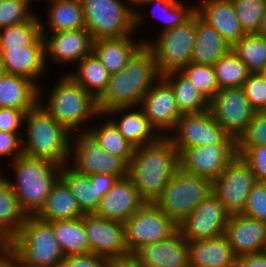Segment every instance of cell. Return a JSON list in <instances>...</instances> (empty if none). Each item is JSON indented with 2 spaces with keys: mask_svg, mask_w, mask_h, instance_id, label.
I'll list each match as a JSON object with an SVG mask.
<instances>
[{
  "mask_svg": "<svg viewBox=\"0 0 266 267\" xmlns=\"http://www.w3.org/2000/svg\"><path fill=\"white\" fill-rule=\"evenodd\" d=\"M160 78L152 52L143 44L124 68L110 75L105 91L97 99L100 114L117 107H138Z\"/></svg>",
  "mask_w": 266,
  "mask_h": 267,
  "instance_id": "1",
  "label": "cell"
},
{
  "mask_svg": "<svg viewBox=\"0 0 266 267\" xmlns=\"http://www.w3.org/2000/svg\"><path fill=\"white\" fill-rule=\"evenodd\" d=\"M178 169L179 153L172 141L162 136L155 143L134 148L128 177L141 198L146 203H154Z\"/></svg>",
  "mask_w": 266,
  "mask_h": 267,
  "instance_id": "2",
  "label": "cell"
},
{
  "mask_svg": "<svg viewBox=\"0 0 266 267\" xmlns=\"http://www.w3.org/2000/svg\"><path fill=\"white\" fill-rule=\"evenodd\" d=\"M23 155L48 159L61 166L69 163L72 133L55 121L39 104L25 113Z\"/></svg>",
  "mask_w": 266,
  "mask_h": 267,
  "instance_id": "3",
  "label": "cell"
},
{
  "mask_svg": "<svg viewBox=\"0 0 266 267\" xmlns=\"http://www.w3.org/2000/svg\"><path fill=\"white\" fill-rule=\"evenodd\" d=\"M52 91L47 93V101L43 100V88L39 87V105L59 124L65 126L72 134L85 132L81 129L86 121L101 116L97 100L74 82L67 74H62ZM80 128V129H79ZM79 131H78V130ZM82 130V131H81Z\"/></svg>",
  "mask_w": 266,
  "mask_h": 267,
  "instance_id": "4",
  "label": "cell"
},
{
  "mask_svg": "<svg viewBox=\"0 0 266 267\" xmlns=\"http://www.w3.org/2000/svg\"><path fill=\"white\" fill-rule=\"evenodd\" d=\"M11 163L15 180L7 178V181L27 215H36L44 206L51 187L60 177L62 166L48 159L25 155Z\"/></svg>",
  "mask_w": 266,
  "mask_h": 267,
  "instance_id": "5",
  "label": "cell"
},
{
  "mask_svg": "<svg viewBox=\"0 0 266 267\" xmlns=\"http://www.w3.org/2000/svg\"><path fill=\"white\" fill-rule=\"evenodd\" d=\"M7 251L24 267H60L64 258L52 221L28 215Z\"/></svg>",
  "mask_w": 266,
  "mask_h": 267,
  "instance_id": "6",
  "label": "cell"
},
{
  "mask_svg": "<svg viewBox=\"0 0 266 267\" xmlns=\"http://www.w3.org/2000/svg\"><path fill=\"white\" fill-rule=\"evenodd\" d=\"M211 193L210 180L179 168L154 204L178 225Z\"/></svg>",
  "mask_w": 266,
  "mask_h": 267,
  "instance_id": "7",
  "label": "cell"
},
{
  "mask_svg": "<svg viewBox=\"0 0 266 267\" xmlns=\"http://www.w3.org/2000/svg\"><path fill=\"white\" fill-rule=\"evenodd\" d=\"M80 2L85 27L94 41L121 38L135 33L134 11L124 0H80Z\"/></svg>",
  "mask_w": 266,
  "mask_h": 267,
  "instance_id": "8",
  "label": "cell"
},
{
  "mask_svg": "<svg viewBox=\"0 0 266 267\" xmlns=\"http://www.w3.org/2000/svg\"><path fill=\"white\" fill-rule=\"evenodd\" d=\"M196 33V12L184 23L160 32L156 41H144L152 52L160 74L181 70L191 62Z\"/></svg>",
  "mask_w": 266,
  "mask_h": 267,
  "instance_id": "9",
  "label": "cell"
},
{
  "mask_svg": "<svg viewBox=\"0 0 266 267\" xmlns=\"http://www.w3.org/2000/svg\"><path fill=\"white\" fill-rule=\"evenodd\" d=\"M72 136L74 140H71L69 158L72 161L69 160L68 164L74 171L89 176L109 174L118 179L128 177L129 164L122 157L106 152L87 132H76Z\"/></svg>",
  "mask_w": 266,
  "mask_h": 267,
  "instance_id": "10",
  "label": "cell"
},
{
  "mask_svg": "<svg viewBox=\"0 0 266 267\" xmlns=\"http://www.w3.org/2000/svg\"><path fill=\"white\" fill-rule=\"evenodd\" d=\"M171 133L167 137L172 141L178 153L189 147L236 144V139L214 119L210 110L182 114Z\"/></svg>",
  "mask_w": 266,
  "mask_h": 267,
  "instance_id": "11",
  "label": "cell"
},
{
  "mask_svg": "<svg viewBox=\"0 0 266 267\" xmlns=\"http://www.w3.org/2000/svg\"><path fill=\"white\" fill-rule=\"evenodd\" d=\"M123 224L129 253L143 245L166 240L178 230V225L154 203H145Z\"/></svg>",
  "mask_w": 266,
  "mask_h": 267,
  "instance_id": "12",
  "label": "cell"
},
{
  "mask_svg": "<svg viewBox=\"0 0 266 267\" xmlns=\"http://www.w3.org/2000/svg\"><path fill=\"white\" fill-rule=\"evenodd\" d=\"M249 166L236 156L212 182V193L231 214H241L256 183Z\"/></svg>",
  "mask_w": 266,
  "mask_h": 267,
  "instance_id": "13",
  "label": "cell"
},
{
  "mask_svg": "<svg viewBox=\"0 0 266 267\" xmlns=\"http://www.w3.org/2000/svg\"><path fill=\"white\" fill-rule=\"evenodd\" d=\"M231 214L211 193L178 224V230L188 241L207 240L225 233Z\"/></svg>",
  "mask_w": 266,
  "mask_h": 267,
  "instance_id": "14",
  "label": "cell"
},
{
  "mask_svg": "<svg viewBox=\"0 0 266 267\" xmlns=\"http://www.w3.org/2000/svg\"><path fill=\"white\" fill-rule=\"evenodd\" d=\"M209 110L214 119L235 139L247 128L256 112L242 87L219 89L209 101Z\"/></svg>",
  "mask_w": 266,
  "mask_h": 267,
  "instance_id": "15",
  "label": "cell"
},
{
  "mask_svg": "<svg viewBox=\"0 0 266 267\" xmlns=\"http://www.w3.org/2000/svg\"><path fill=\"white\" fill-rule=\"evenodd\" d=\"M236 156V144L189 147L179 153V168L213 182Z\"/></svg>",
  "mask_w": 266,
  "mask_h": 267,
  "instance_id": "16",
  "label": "cell"
},
{
  "mask_svg": "<svg viewBox=\"0 0 266 267\" xmlns=\"http://www.w3.org/2000/svg\"><path fill=\"white\" fill-rule=\"evenodd\" d=\"M139 107L161 136L167 137L182 116L173 90L162 77L143 96Z\"/></svg>",
  "mask_w": 266,
  "mask_h": 267,
  "instance_id": "17",
  "label": "cell"
},
{
  "mask_svg": "<svg viewBox=\"0 0 266 267\" xmlns=\"http://www.w3.org/2000/svg\"><path fill=\"white\" fill-rule=\"evenodd\" d=\"M60 178L67 184L84 214L96 213L101 198L118 180L109 174L85 175L74 171L69 164L61 167Z\"/></svg>",
  "mask_w": 266,
  "mask_h": 267,
  "instance_id": "18",
  "label": "cell"
},
{
  "mask_svg": "<svg viewBox=\"0 0 266 267\" xmlns=\"http://www.w3.org/2000/svg\"><path fill=\"white\" fill-rule=\"evenodd\" d=\"M84 229L91 253L106 258L129 254L123 222L84 214Z\"/></svg>",
  "mask_w": 266,
  "mask_h": 267,
  "instance_id": "19",
  "label": "cell"
},
{
  "mask_svg": "<svg viewBox=\"0 0 266 267\" xmlns=\"http://www.w3.org/2000/svg\"><path fill=\"white\" fill-rule=\"evenodd\" d=\"M49 33L41 28L45 59L49 56L54 63L76 65L83 57L92 54L94 39L86 28Z\"/></svg>",
  "mask_w": 266,
  "mask_h": 267,
  "instance_id": "20",
  "label": "cell"
},
{
  "mask_svg": "<svg viewBox=\"0 0 266 267\" xmlns=\"http://www.w3.org/2000/svg\"><path fill=\"white\" fill-rule=\"evenodd\" d=\"M45 45L40 35L25 48H0V65L3 73L25 77L41 87L39 78L47 67Z\"/></svg>",
  "mask_w": 266,
  "mask_h": 267,
  "instance_id": "21",
  "label": "cell"
},
{
  "mask_svg": "<svg viewBox=\"0 0 266 267\" xmlns=\"http://www.w3.org/2000/svg\"><path fill=\"white\" fill-rule=\"evenodd\" d=\"M133 254L143 267H190L188 240L179 230L166 240L139 247Z\"/></svg>",
  "mask_w": 266,
  "mask_h": 267,
  "instance_id": "22",
  "label": "cell"
},
{
  "mask_svg": "<svg viewBox=\"0 0 266 267\" xmlns=\"http://www.w3.org/2000/svg\"><path fill=\"white\" fill-rule=\"evenodd\" d=\"M224 234L236 257L266 251L265 222L243 214H233Z\"/></svg>",
  "mask_w": 266,
  "mask_h": 267,
  "instance_id": "23",
  "label": "cell"
},
{
  "mask_svg": "<svg viewBox=\"0 0 266 267\" xmlns=\"http://www.w3.org/2000/svg\"><path fill=\"white\" fill-rule=\"evenodd\" d=\"M146 202L129 177L118 179L112 188L101 198L96 215L119 222H125Z\"/></svg>",
  "mask_w": 266,
  "mask_h": 267,
  "instance_id": "24",
  "label": "cell"
},
{
  "mask_svg": "<svg viewBox=\"0 0 266 267\" xmlns=\"http://www.w3.org/2000/svg\"><path fill=\"white\" fill-rule=\"evenodd\" d=\"M118 115H120V118L117 117ZM102 116L103 118H105V116L109 117L118 128L119 133L134 148L155 143L162 137L150 124L139 106L113 108L102 114ZM114 116L118 119H115Z\"/></svg>",
  "mask_w": 266,
  "mask_h": 267,
  "instance_id": "25",
  "label": "cell"
},
{
  "mask_svg": "<svg viewBox=\"0 0 266 267\" xmlns=\"http://www.w3.org/2000/svg\"><path fill=\"white\" fill-rule=\"evenodd\" d=\"M196 12L231 46L246 34L238 21L231 0H200Z\"/></svg>",
  "mask_w": 266,
  "mask_h": 267,
  "instance_id": "26",
  "label": "cell"
},
{
  "mask_svg": "<svg viewBox=\"0 0 266 267\" xmlns=\"http://www.w3.org/2000/svg\"><path fill=\"white\" fill-rule=\"evenodd\" d=\"M188 249L190 267H236L237 257L225 234L188 241Z\"/></svg>",
  "mask_w": 266,
  "mask_h": 267,
  "instance_id": "27",
  "label": "cell"
},
{
  "mask_svg": "<svg viewBox=\"0 0 266 267\" xmlns=\"http://www.w3.org/2000/svg\"><path fill=\"white\" fill-rule=\"evenodd\" d=\"M232 46L196 12V33L191 62L213 66Z\"/></svg>",
  "mask_w": 266,
  "mask_h": 267,
  "instance_id": "28",
  "label": "cell"
},
{
  "mask_svg": "<svg viewBox=\"0 0 266 267\" xmlns=\"http://www.w3.org/2000/svg\"><path fill=\"white\" fill-rule=\"evenodd\" d=\"M39 103V87L17 75H0V108L31 110Z\"/></svg>",
  "mask_w": 266,
  "mask_h": 267,
  "instance_id": "29",
  "label": "cell"
},
{
  "mask_svg": "<svg viewBox=\"0 0 266 267\" xmlns=\"http://www.w3.org/2000/svg\"><path fill=\"white\" fill-rule=\"evenodd\" d=\"M143 45L132 35L121 38L98 39L93 42L92 53L101 61L110 75L119 72L133 54Z\"/></svg>",
  "mask_w": 266,
  "mask_h": 267,
  "instance_id": "30",
  "label": "cell"
},
{
  "mask_svg": "<svg viewBox=\"0 0 266 267\" xmlns=\"http://www.w3.org/2000/svg\"><path fill=\"white\" fill-rule=\"evenodd\" d=\"M83 215L74 195L60 177L51 187L44 206L36 214L39 219L48 222L76 219Z\"/></svg>",
  "mask_w": 266,
  "mask_h": 267,
  "instance_id": "31",
  "label": "cell"
},
{
  "mask_svg": "<svg viewBox=\"0 0 266 267\" xmlns=\"http://www.w3.org/2000/svg\"><path fill=\"white\" fill-rule=\"evenodd\" d=\"M27 216L7 177L0 175V238L8 244L21 229Z\"/></svg>",
  "mask_w": 266,
  "mask_h": 267,
  "instance_id": "32",
  "label": "cell"
},
{
  "mask_svg": "<svg viewBox=\"0 0 266 267\" xmlns=\"http://www.w3.org/2000/svg\"><path fill=\"white\" fill-rule=\"evenodd\" d=\"M161 77L173 90L177 106L182 114L209 110V101L180 70L166 72Z\"/></svg>",
  "mask_w": 266,
  "mask_h": 267,
  "instance_id": "33",
  "label": "cell"
},
{
  "mask_svg": "<svg viewBox=\"0 0 266 267\" xmlns=\"http://www.w3.org/2000/svg\"><path fill=\"white\" fill-rule=\"evenodd\" d=\"M75 69L66 74L97 100L107 87L110 73L93 53L83 57Z\"/></svg>",
  "mask_w": 266,
  "mask_h": 267,
  "instance_id": "34",
  "label": "cell"
},
{
  "mask_svg": "<svg viewBox=\"0 0 266 267\" xmlns=\"http://www.w3.org/2000/svg\"><path fill=\"white\" fill-rule=\"evenodd\" d=\"M47 22L40 20L41 28L49 26L51 32L83 29L85 27L80 0H48ZM46 25V26H45Z\"/></svg>",
  "mask_w": 266,
  "mask_h": 267,
  "instance_id": "35",
  "label": "cell"
},
{
  "mask_svg": "<svg viewBox=\"0 0 266 267\" xmlns=\"http://www.w3.org/2000/svg\"><path fill=\"white\" fill-rule=\"evenodd\" d=\"M52 228L64 256L91 253L84 229V215L76 219L52 221Z\"/></svg>",
  "mask_w": 266,
  "mask_h": 267,
  "instance_id": "36",
  "label": "cell"
},
{
  "mask_svg": "<svg viewBox=\"0 0 266 267\" xmlns=\"http://www.w3.org/2000/svg\"><path fill=\"white\" fill-rule=\"evenodd\" d=\"M103 120L100 125L86 127L85 132L106 152L122 157L129 164L134 147L119 133L118 128L109 118L106 121Z\"/></svg>",
  "mask_w": 266,
  "mask_h": 267,
  "instance_id": "37",
  "label": "cell"
},
{
  "mask_svg": "<svg viewBox=\"0 0 266 267\" xmlns=\"http://www.w3.org/2000/svg\"><path fill=\"white\" fill-rule=\"evenodd\" d=\"M231 50L245 63L250 73H258L266 65V36L245 34Z\"/></svg>",
  "mask_w": 266,
  "mask_h": 267,
  "instance_id": "38",
  "label": "cell"
},
{
  "mask_svg": "<svg viewBox=\"0 0 266 267\" xmlns=\"http://www.w3.org/2000/svg\"><path fill=\"white\" fill-rule=\"evenodd\" d=\"M219 89L242 87L250 72L245 63L231 50L214 65Z\"/></svg>",
  "mask_w": 266,
  "mask_h": 267,
  "instance_id": "39",
  "label": "cell"
},
{
  "mask_svg": "<svg viewBox=\"0 0 266 267\" xmlns=\"http://www.w3.org/2000/svg\"><path fill=\"white\" fill-rule=\"evenodd\" d=\"M40 35V19L34 15L28 21L0 29V48H25Z\"/></svg>",
  "mask_w": 266,
  "mask_h": 267,
  "instance_id": "40",
  "label": "cell"
},
{
  "mask_svg": "<svg viewBox=\"0 0 266 267\" xmlns=\"http://www.w3.org/2000/svg\"><path fill=\"white\" fill-rule=\"evenodd\" d=\"M146 5H154L152 14L153 16H158L163 23L160 32L175 28L184 23L196 12V6L192 5L191 7V5H189L190 7H188L187 5V7H185L180 0H149L141 6L144 7ZM155 6L158 9H155ZM156 10H159L160 13L158 12L159 14H157V12H155Z\"/></svg>",
  "mask_w": 266,
  "mask_h": 267,
  "instance_id": "41",
  "label": "cell"
},
{
  "mask_svg": "<svg viewBox=\"0 0 266 267\" xmlns=\"http://www.w3.org/2000/svg\"><path fill=\"white\" fill-rule=\"evenodd\" d=\"M180 71L208 101H210L219 91L213 66L190 62Z\"/></svg>",
  "mask_w": 266,
  "mask_h": 267,
  "instance_id": "42",
  "label": "cell"
},
{
  "mask_svg": "<svg viewBox=\"0 0 266 267\" xmlns=\"http://www.w3.org/2000/svg\"><path fill=\"white\" fill-rule=\"evenodd\" d=\"M234 9L246 34L259 33L262 18L266 9V0H231Z\"/></svg>",
  "mask_w": 266,
  "mask_h": 267,
  "instance_id": "43",
  "label": "cell"
},
{
  "mask_svg": "<svg viewBox=\"0 0 266 267\" xmlns=\"http://www.w3.org/2000/svg\"><path fill=\"white\" fill-rule=\"evenodd\" d=\"M30 4L29 0H0V29L30 20L35 15Z\"/></svg>",
  "mask_w": 266,
  "mask_h": 267,
  "instance_id": "44",
  "label": "cell"
},
{
  "mask_svg": "<svg viewBox=\"0 0 266 267\" xmlns=\"http://www.w3.org/2000/svg\"><path fill=\"white\" fill-rule=\"evenodd\" d=\"M266 145V114L255 112L247 128L236 139V147Z\"/></svg>",
  "mask_w": 266,
  "mask_h": 267,
  "instance_id": "45",
  "label": "cell"
},
{
  "mask_svg": "<svg viewBox=\"0 0 266 267\" xmlns=\"http://www.w3.org/2000/svg\"><path fill=\"white\" fill-rule=\"evenodd\" d=\"M236 152L249 166L256 181L266 183V145L236 147Z\"/></svg>",
  "mask_w": 266,
  "mask_h": 267,
  "instance_id": "46",
  "label": "cell"
},
{
  "mask_svg": "<svg viewBox=\"0 0 266 267\" xmlns=\"http://www.w3.org/2000/svg\"><path fill=\"white\" fill-rule=\"evenodd\" d=\"M245 97L256 112L266 107V80L258 73H250L242 85Z\"/></svg>",
  "mask_w": 266,
  "mask_h": 267,
  "instance_id": "47",
  "label": "cell"
},
{
  "mask_svg": "<svg viewBox=\"0 0 266 267\" xmlns=\"http://www.w3.org/2000/svg\"><path fill=\"white\" fill-rule=\"evenodd\" d=\"M241 214L266 223V183L254 184Z\"/></svg>",
  "mask_w": 266,
  "mask_h": 267,
  "instance_id": "48",
  "label": "cell"
},
{
  "mask_svg": "<svg viewBox=\"0 0 266 267\" xmlns=\"http://www.w3.org/2000/svg\"><path fill=\"white\" fill-rule=\"evenodd\" d=\"M29 110L0 108V131L21 134L25 113ZM21 128V129H20Z\"/></svg>",
  "mask_w": 266,
  "mask_h": 267,
  "instance_id": "49",
  "label": "cell"
},
{
  "mask_svg": "<svg viewBox=\"0 0 266 267\" xmlns=\"http://www.w3.org/2000/svg\"><path fill=\"white\" fill-rule=\"evenodd\" d=\"M23 137L24 136L20 134L0 131V157L4 158L6 156H11V159L15 160L16 158L22 156Z\"/></svg>",
  "mask_w": 266,
  "mask_h": 267,
  "instance_id": "50",
  "label": "cell"
},
{
  "mask_svg": "<svg viewBox=\"0 0 266 267\" xmlns=\"http://www.w3.org/2000/svg\"><path fill=\"white\" fill-rule=\"evenodd\" d=\"M106 257L89 253L86 255L64 256L60 267H105Z\"/></svg>",
  "mask_w": 266,
  "mask_h": 267,
  "instance_id": "51",
  "label": "cell"
},
{
  "mask_svg": "<svg viewBox=\"0 0 266 267\" xmlns=\"http://www.w3.org/2000/svg\"><path fill=\"white\" fill-rule=\"evenodd\" d=\"M236 267H266V251L237 257Z\"/></svg>",
  "mask_w": 266,
  "mask_h": 267,
  "instance_id": "52",
  "label": "cell"
},
{
  "mask_svg": "<svg viewBox=\"0 0 266 267\" xmlns=\"http://www.w3.org/2000/svg\"><path fill=\"white\" fill-rule=\"evenodd\" d=\"M105 267H143L133 253L122 256L107 257Z\"/></svg>",
  "mask_w": 266,
  "mask_h": 267,
  "instance_id": "53",
  "label": "cell"
},
{
  "mask_svg": "<svg viewBox=\"0 0 266 267\" xmlns=\"http://www.w3.org/2000/svg\"><path fill=\"white\" fill-rule=\"evenodd\" d=\"M149 0H125V2L127 3V5L130 7L131 6V9L134 11V29H135V32H136V29L138 27H140V25L142 26V22H143V14L142 12L140 13L138 10H136L135 8L137 7H141V5L145 2H147ZM130 3V5H129ZM133 5L137 6V7H134Z\"/></svg>",
  "mask_w": 266,
  "mask_h": 267,
  "instance_id": "54",
  "label": "cell"
},
{
  "mask_svg": "<svg viewBox=\"0 0 266 267\" xmlns=\"http://www.w3.org/2000/svg\"><path fill=\"white\" fill-rule=\"evenodd\" d=\"M3 261L9 266V267H24L21 265L8 251L6 252Z\"/></svg>",
  "mask_w": 266,
  "mask_h": 267,
  "instance_id": "55",
  "label": "cell"
},
{
  "mask_svg": "<svg viewBox=\"0 0 266 267\" xmlns=\"http://www.w3.org/2000/svg\"><path fill=\"white\" fill-rule=\"evenodd\" d=\"M7 243L0 238V263L3 261L4 256L7 252Z\"/></svg>",
  "mask_w": 266,
  "mask_h": 267,
  "instance_id": "56",
  "label": "cell"
},
{
  "mask_svg": "<svg viewBox=\"0 0 266 267\" xmlns=\"http://www.w3.org/2000/svg\"><path fill=\"white\" fill-rule=\"evenodd\" d=\"M258 34L266 36V9H265V13H264L263 18H262V23H261Z\"/></svg>",
  "mask_w": 266,
  "mask_h": 267,
  "instance_id": "57",
  "label": "cell"
},
{
  "mask_svg": "<svg viewBox=\"0 0 266 267\" xmlns=\"http://www.w3.org/2000/svg\"><path fill=\"white\" fill-rule=\"evenodd\" d=\"M263 78L266 80V65L262 68V70L259 72Z\"/></svg>",
  "mask_w": 266,
  "mask_h": 267,
  "instance_id": "58",
  "label": "cell"
},
{
  "mask_svg": "<svg viewBox=\"0 0 266 267\" xmlns=\"http://www.w3.org/2000/svg\"><path fill=\"white\" fill-rule=\"evenodd\" d=\"M0 267H9L4 261L0 263Z\"/></svg>",
  "mask_w": 266,
  "mask_h": 267,
  "instance_id": "59",
  "label": "cell"
},
{
  "mask_svg": "<svg viewBox=\"0 0 266 267\" xmlns=\"http://www.w3.org/2000/svg\"><path fill=\"white\" fill-rule=\"evenodd\" d=\"M264 114H266V107L264 108V110L262 111Z\"/></svg>",
  "mask_w": 266,
  "mask_h": 267,
  "instance_id": "60",
  "label": "cell"
},
{
  "mask_svg": "<svg viewBox=\"0 0 266 267\" xmlns=\"http://www.w3.org/2000/svg\"><path fill=\"white\" fill-rule=\"evenodd\" d=\"M3 72H2V69H1V65H0V75L2 74Z\"/></svg>",
  "mask_w": 266,
  "mask_h": 267,
  "instance_id": "61",
  "label": "cell"
}]
</instances>
